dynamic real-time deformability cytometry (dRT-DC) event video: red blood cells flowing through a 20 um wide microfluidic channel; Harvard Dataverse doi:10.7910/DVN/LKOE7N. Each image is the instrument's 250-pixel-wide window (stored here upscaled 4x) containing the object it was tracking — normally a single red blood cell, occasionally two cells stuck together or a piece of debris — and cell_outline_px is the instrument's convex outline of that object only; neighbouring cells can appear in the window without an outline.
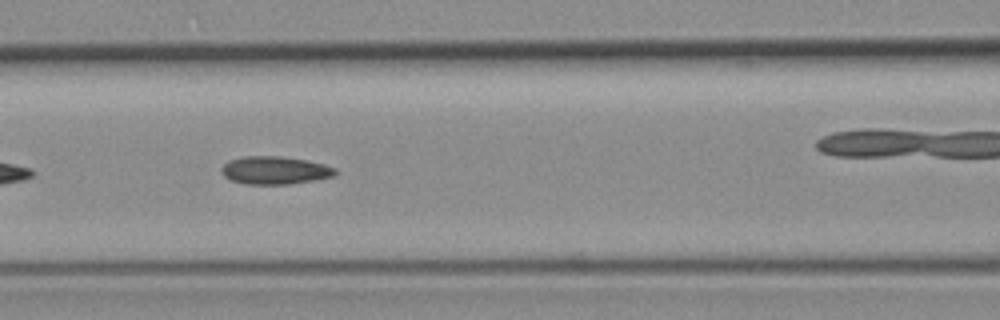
{"species": "common noctule bat (a hibernating species)", "species_latin": "Nyctalus noctula", "temperature_condition": "room temperature", "stored_images_in_passage": 27, "camera_frame_rate_fps": 3000, "um_per_image_px": 0.085, "animal": {"sex": "female", "body_mass_g": 19.3, "forearm_length_mm": 54.1}, "frame": {"image": 1, "passage_image": 8, "time_ms": 2.333, "image_size_px": [1000, 320], "cell_outline_px": [[340, 172], [336, 176], [316, 180], [288, 184], [244, 184], [232, 180], [224, 176], [220, 172], [220, 168], [228, 160], [244, 156], [280, 156], [308, 160], [324, 164], [336, 168]], "centroid_in_image_um": [23.4, 14.47], "position_along_channel_um": 143.2, "area_um2": 18.84}}
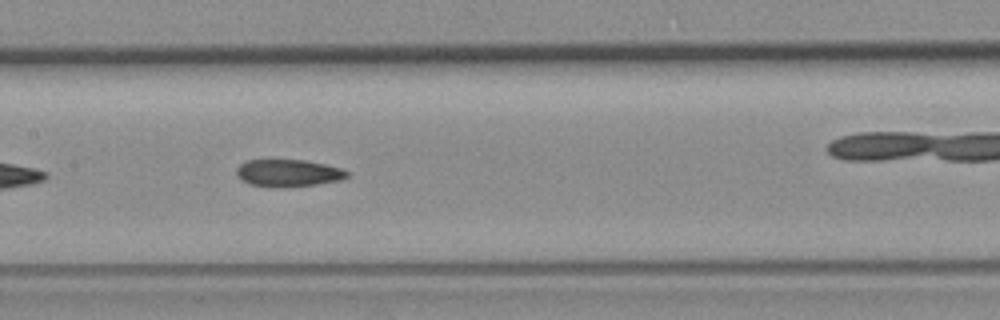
{"frame": {"image": 2, "passage_image": 11, "time_ms": 3.333, "image_size_px": [1000, 320], "cell_outline_px": [[348, 176], [340, 180], [316, 184], [284, 188], [276, 188], [248, 184], [240, 180], [236, 176], [236, 168], [240, 164], [248, 160], [304, 160], [328, 164], [340, 168], [348, 172]], "centroid_in_image_um": [24.46, 14.72], "position_along_channel_um": 182.9, "area_um2": 17.8}, "authors_computed_cell_mechanics": {"area_um2": 17.8602, "velocity_mm_per_s": 3.9556, "shape_relaxation_time_tau1_ms": null, "shape_relaxation_time_tau2_ms": 4.5401, "deformation_change_tau1": null, "deformation_change_tau2": 0.1137}}